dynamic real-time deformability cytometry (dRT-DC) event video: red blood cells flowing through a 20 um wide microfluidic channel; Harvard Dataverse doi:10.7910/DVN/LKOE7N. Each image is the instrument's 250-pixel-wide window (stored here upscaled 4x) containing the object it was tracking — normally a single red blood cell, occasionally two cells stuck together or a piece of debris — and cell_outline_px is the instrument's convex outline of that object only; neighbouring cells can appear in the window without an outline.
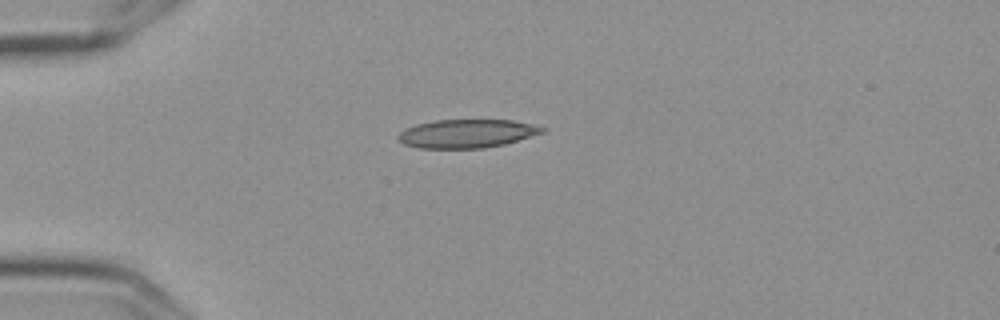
{"species": "Egyptian fruit bat (a non-hibernating species)", "species_latin": "Rousettus aegyptiacus", "temperature_condition": "cold", "stored_images_in_passage": 6, "camera_frame_rate_fps": 3000, "um_per_image_px": 0.085, "frame": {"image": 1, "passage_image": 6, "time_ms": 1.667, "image_size_px": [1000, 320], "cell_outline_px": [[544, 132], [504, 144], [484, 148], [420, 148], [404, 144], [396, 136], [400, 132], [416, 124], [436, 120], [512, 120], [536, 124], [544, 128]], "centroid_in_image_um": [39.69, 11.35], "position_along_channel_um": 45.3, "area_um2": 23.76}}